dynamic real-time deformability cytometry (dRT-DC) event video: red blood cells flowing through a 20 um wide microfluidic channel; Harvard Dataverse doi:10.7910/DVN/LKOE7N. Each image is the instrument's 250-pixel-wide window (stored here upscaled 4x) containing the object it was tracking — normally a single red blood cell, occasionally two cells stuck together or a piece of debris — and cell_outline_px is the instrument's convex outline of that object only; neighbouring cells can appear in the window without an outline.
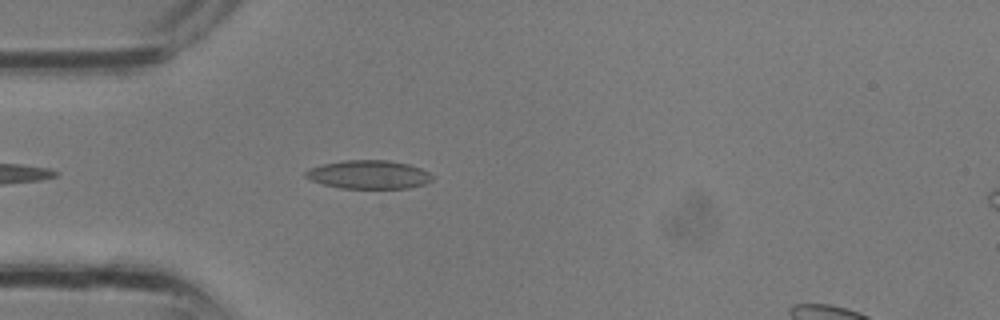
{"species": "common noctule bat (a hibernating species)", "species_latin": "Nyctalus noctula", "temperature_condition": "room temperature", "stored_images_in_passage": 23, "camera_frame_rate_fps": 3000, "um_per_image_px": 0.085, "animal": {"sex": "male", "body_mass_g": 13.3}, "frame": {"image": 1, "passage_image": 1, "time_ms": 0.0, "image_size_px": [1000, 320], "cell_outline_px": [[432, 180], [424, 184], [408, 188], [340, 188], [324, 184], [312, 180], [304, 176], [304, 172], [308, 168], [320, 164], [344, 160], [388, 160], [408, 164], [420, 168], [428, 172], [432, 176]], "centroid_in_image_um": [31.3, 14.83], "position_along_channel_um": 53.7, "area_um2": 21.04}}
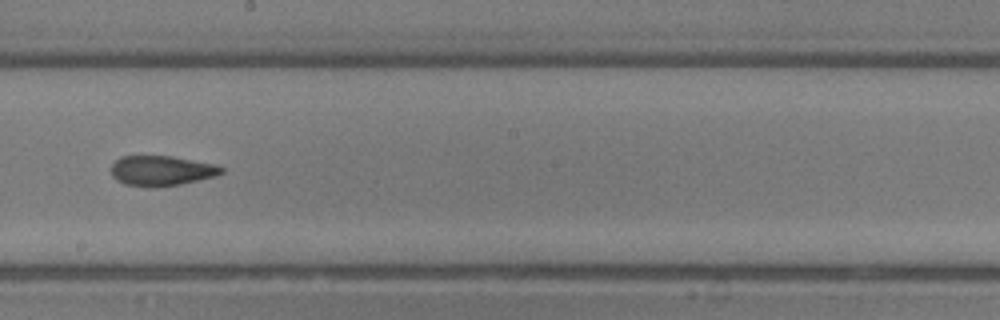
{"frame": {"image": 2, "passage_image": 10, "time_ms": 3.0, "image_size_px": [1000, 320], "cell_outline_px": [[224, 172], [216, 176], [180, 184], [152, 188], [124, 184], [116, 180], [112, 176], [112, 164], [120, 156], [172, 156], [216, 164], [224, 168]], "centroid_in_image_um": [13.73, 14.51], "position_along_channel_um": 234.5, "area_um2": 19.48}}
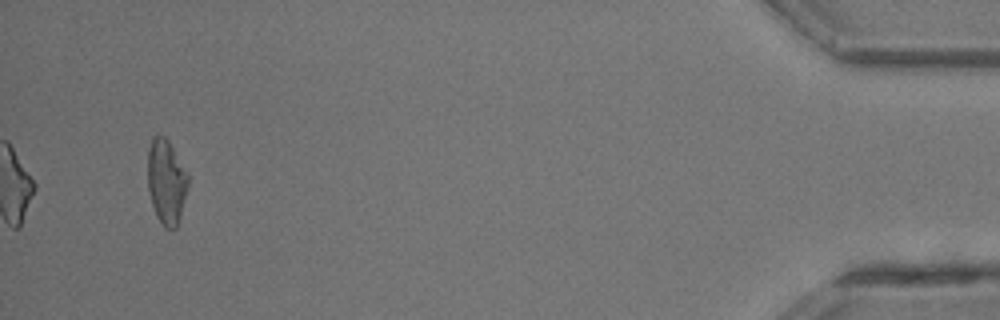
{"frame": {"image": 3, "passage_image": 23, "time_ms": 7.333, "image_size_px": [1000, 320], "cell_outline_px": [[188, 184], [180, 216], [176, 228], [164, 228], [156, 216], [152, 204], [148, 188], [148, 148], [152, 136], [164, 136], [168, 140], [188, 172]], "centroid_in_image_um": [14.13, 15.43], "position_along_channel_um": 421.1, "area_um2": 19.88}}